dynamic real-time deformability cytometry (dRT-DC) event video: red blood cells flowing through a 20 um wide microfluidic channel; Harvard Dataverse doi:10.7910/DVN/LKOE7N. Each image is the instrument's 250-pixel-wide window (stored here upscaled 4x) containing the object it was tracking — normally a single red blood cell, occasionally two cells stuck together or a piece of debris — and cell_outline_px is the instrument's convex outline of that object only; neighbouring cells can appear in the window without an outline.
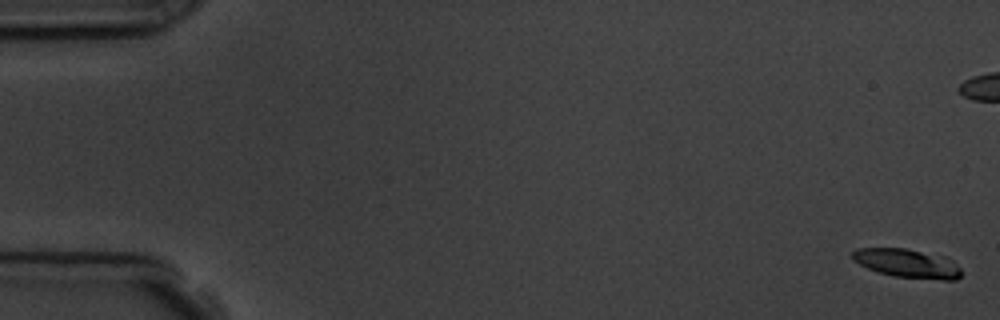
{"species": "common noctule bat (a hibernating species)", "species_latin": "Nyctalus noctula", "temperature_condition": "room temperature", "stored_images_in_passage": 5, "camera_frame_rate_fps": 3000, "um_per_image_px": 0.085, "animal": {"sex": "male", "body_mass_g": 19.5, "forearm_length_mm": 54.6}, "frame": {"image": 1, "passage_image": 1, "time_ms": 0.0, "image_size_px": [1000, 320], "cell_outline_px": [[960, 276], [956, 280], [944, 280], [896, 276], [880, 272], [868, 268], [852, 260], [852, 252], [856, 248], [904, 248], [944, 256], [952, 260], [960, 268]], "centroid_in_image_um": [77.12, 22.37], "position_along_channel_um": 7.9, "area_um2": 18.09}}